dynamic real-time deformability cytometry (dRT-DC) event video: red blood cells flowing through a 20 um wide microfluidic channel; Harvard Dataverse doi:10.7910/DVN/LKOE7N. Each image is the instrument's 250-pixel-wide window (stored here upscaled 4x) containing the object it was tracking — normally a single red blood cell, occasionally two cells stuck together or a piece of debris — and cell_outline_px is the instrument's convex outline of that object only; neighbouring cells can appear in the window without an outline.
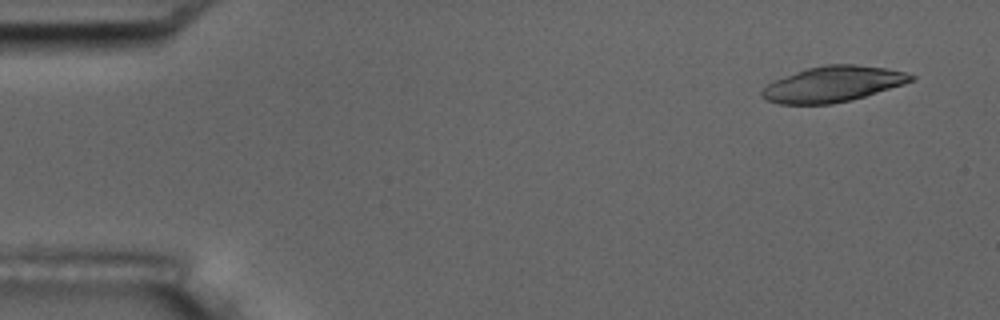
{"species": "common noctule bat (a hibernating species)", "species_latin": "Nyctalus noctula", "temperature_condition": "room temperature", "stored_images_in_passage": 5, "camera_frame_rate_fps": 3000, "um_per_image_px": 0.085, "animal": {"sex": "male", "body_mass_g": 17.5, "forearm_length_mm": 52.3}, "frame": {"image": 1, "passage_image": 1, "time_ms": 0.0, "image_size_px": [1000, 320], "cell_outline_px": [[916, 76], [912, 80], [904, 84], [852, 100], [832, 104], [780, 104], [768, 100], [760, 96], [760, 92], [772, 80], [804, 68], [824, 64], [856, 64], [884, 68], [904, 72]], "centroid_in_image_um": [70.75, 7.14], "position_along_channel_um": 14.2, "area_um2": 31.1}}